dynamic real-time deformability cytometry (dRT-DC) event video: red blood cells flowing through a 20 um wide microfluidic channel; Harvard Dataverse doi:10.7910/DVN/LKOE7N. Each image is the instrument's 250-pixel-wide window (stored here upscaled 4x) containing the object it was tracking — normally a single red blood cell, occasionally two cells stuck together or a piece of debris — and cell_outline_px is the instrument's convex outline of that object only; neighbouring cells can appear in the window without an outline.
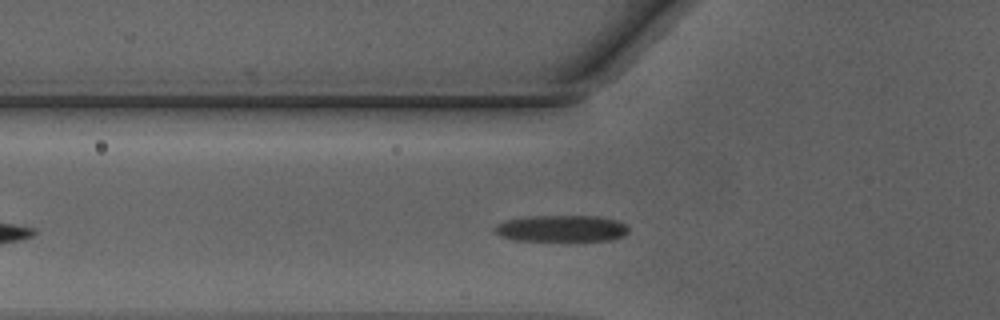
{"species": "Egyptian fruit bat (a non-hibernating species)", "species_latin": "Rousettus aegyptiacus", "temperature_condition": "warm", "stored_images_in_passage": 26, "camera_frame_rate_fps": 3000, "um_per_image_px": 0.085, "animal": {"sex": "male"}, "frame": {"image": 1, "passage_image": 5, "time_ms": 1.333, "image_size_px": [1000, 320], "cell_outline_px": [[628, 232], [624, 236], [612, 240], [584, 244], [560, 244], [512, 240], [500, 236], [492, 228], [496, 224], [504, 220], [524, 216], [600, 216], [616, 220], [628, 224]], "centroid_in_image_um": [47.74, 19.5], "position_along_channel_um": 78.1, "area_um2": 22.72}}
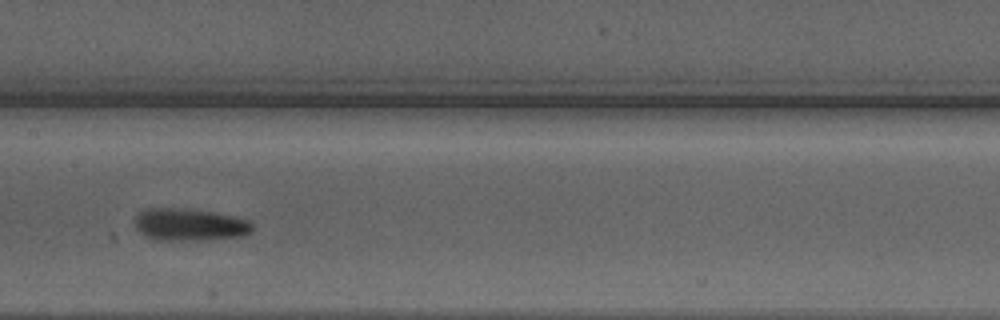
{"frame": {"image": 2, "passage_image": 13, "time_ms": 4.0, "image_size_px": [1000, 320], "cell_outline_px": [[252, 232], [240, 236], [204, 240], [156, 240], [140, 232], [136, 228], [136, 216], [144, 208], [184, 208], [212, 212], [248, 220], [252, 224]], "centroid_in_image_um": [16.1, 19.09], "position_along_channel_um": 191.3, "area_um2": 21.91}}
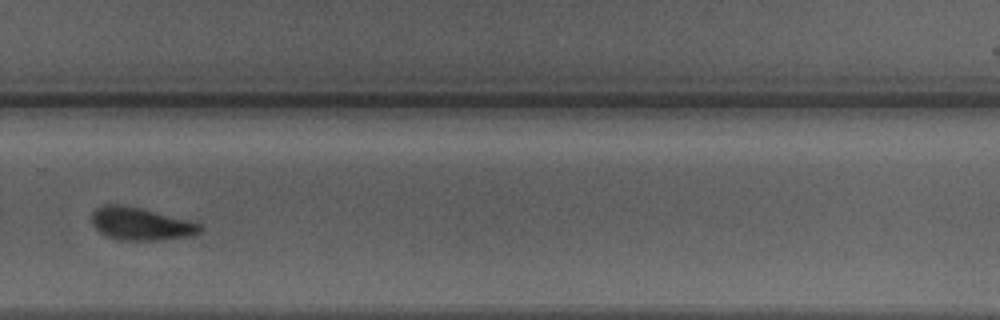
{"frame": {"image": 3, "passage_image": 22, "time_ms": 7.0, "image_size_px": [1000, 320], "cell_outline_px": [[204, 228], [196, 236], [160, 240], [116, 240], [104, 236], [92, 224], [92, 212], [96, 208], [104, 204], [116, 204], [140, 208], [188, 220], [200, 224]], "centroid_in_image_um": [11.97, 19.05], "position_along_channel_um": 317.8, "area_um2": 20.81}, "authors_computed_cell_mechanics": {"area_um2": 21.2993, "velocity_mm_per_s": 4.2319, "shape_relaxation_time_tau1_ms": 5.248, "shape_relaxation_time_tau2_ms": 1.115, "deformation_change_tau1": 0.1751, "deformation_change_tau2": 0.0883}}